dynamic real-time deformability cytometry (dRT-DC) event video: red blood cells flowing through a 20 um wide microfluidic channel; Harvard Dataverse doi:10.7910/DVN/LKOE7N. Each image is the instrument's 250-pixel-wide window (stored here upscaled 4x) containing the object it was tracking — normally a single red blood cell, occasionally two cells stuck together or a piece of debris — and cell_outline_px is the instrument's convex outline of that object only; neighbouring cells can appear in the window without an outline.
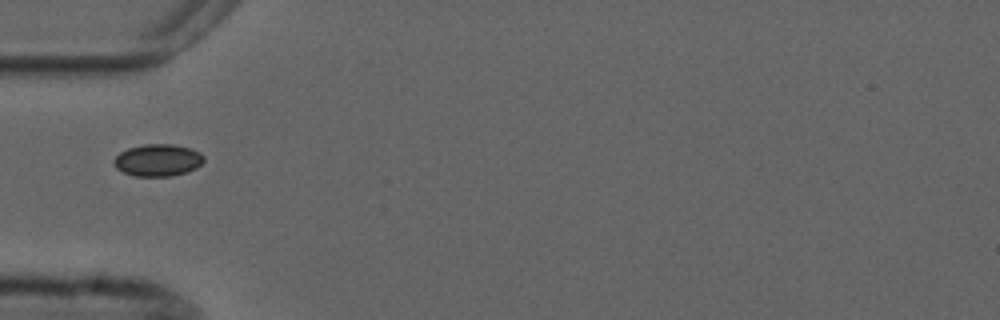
{"species": "common noctule bat (a hibernating species)", "species_latin": "Nyctalus noctula", "temperature_condition": "cold", "stored_images_in_passage": 1, "camera_frame_rate_fps": 3000, "um_per_image_px": 0.085, "animal": {"sex": "male", "forearm_length_mm": 52.5}, "frame": {"image": 1, "passage_image": 1, "time_ms": 0.0, "image_size_px": [1000, 320], "cell_outline_px": [[204, 160], [196, 168], [188, 172], [172, 176], [136, 176], [124, 172], [116, 168], [112, 160], [120, 152], [128, 148], [144, 144], [172, 144], [192, 148], [200, 152], [204, 156]], "centroid_in_image_um": [13.43, 13.61], "position_along_channel_um": 71.6, "area_um2": 16.94}}